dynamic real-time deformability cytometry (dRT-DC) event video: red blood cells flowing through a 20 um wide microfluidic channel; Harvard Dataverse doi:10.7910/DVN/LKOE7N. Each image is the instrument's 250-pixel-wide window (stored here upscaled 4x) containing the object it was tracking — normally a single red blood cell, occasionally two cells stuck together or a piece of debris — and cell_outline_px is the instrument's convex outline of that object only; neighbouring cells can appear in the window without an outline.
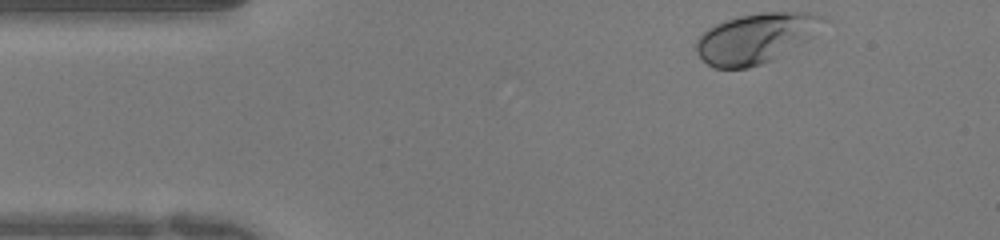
{"species": "human", "species_latin": "Homo sapiens", "temperature_condition": "warm", "stored_images_in_passage": 45, "camera_frame_rate_fps": 3000, "um_per_image_px": 0.085, "donor": {"sex": "female"}, "frame": {"image": 1, "passage_image": 1, "time_ms": 0.0, "image_size_px": [1000, 240], "cell_outline_px": [[820, 20], [812, 36], [808, 40], [772, 60], [748, 68], [712, 68], [696, 52], [696, 40], [708, 28], [716, 24], [740, 16], [760, 12], [808, 12], [820, 16]], "centroid_in_image_um": [64.16, 3.26], "position_along_channel_um": 20.8, "area_um2": 36.13}}
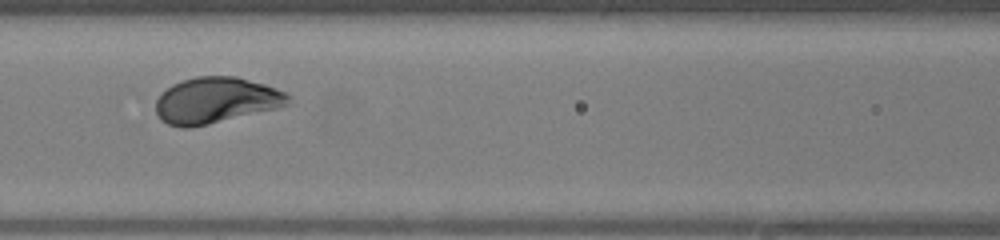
{"frame": {"image": 2, "passage_image": 16, "time_ms": 5.0, "image_size_px": [1000, 240], "cell_outline_px": [[292, 96], [288, 104], [276, 108], [192, 128], [180, 128], [168, 124], [160, 120], [156, 112], [156, 100], [160, 92], [172, 84], [180, 80], [196, 76], [236, 76], [264, 84], [284, 92]], "centroid_in_image_um": [18.3, 8.53], "position_along_channel_um": 148.3, "area_um2": 35.66}}
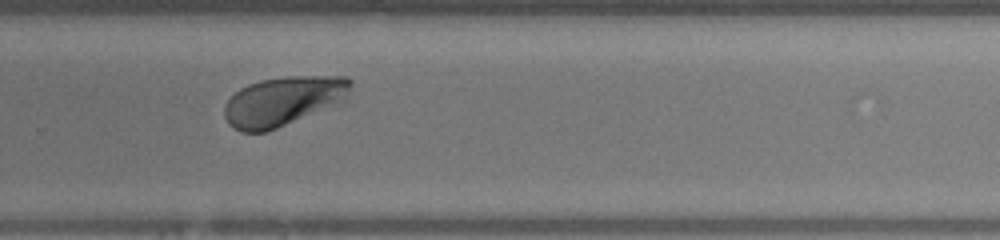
{"frame": {"image": 3, "passage_image": 28, "time_ms": 9.0, "image_size_px": [1000, 240], "cell_outline_px": [[352, 104], [264, 132], [240, 132], [228, 124], [224, 116], [224, 104], [240, 88], [248, 84], [260, 80], [284, 76], [348, 76], [352, 80]], "centroid_in_image_um": [24.28, 8.61], "position_along_channel_um": 305.5, "area_um2": 38.38}, "authors_computed_cell_mechanics": {"area_um2": 36.0672, "velocity_mm_per_s": 3.9511, "shape_relaxation_time_tau1_ms": 1.4506, "shape_relaxation_time_tau2_ms": null, "deformation_change_tau1": 0.1208, "deformation_change_tau2": null}}